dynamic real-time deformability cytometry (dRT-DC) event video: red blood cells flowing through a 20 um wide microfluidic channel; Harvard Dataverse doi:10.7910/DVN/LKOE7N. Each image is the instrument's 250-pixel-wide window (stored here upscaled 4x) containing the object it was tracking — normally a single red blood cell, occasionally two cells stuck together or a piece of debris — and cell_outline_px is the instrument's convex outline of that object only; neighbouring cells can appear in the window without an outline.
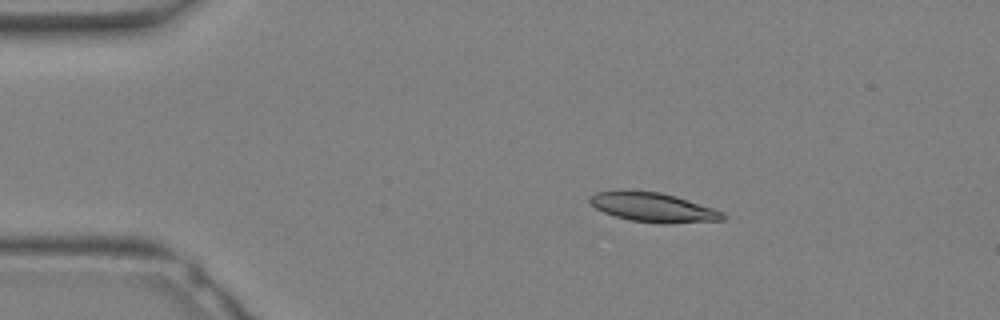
{"species": "Egyptian fruit bat (a non-hibernating species)", "species_latin": "Rousettus aegyptiacus", "temperature_condition": "warm", "stored_images_in_passage": 7, "camera_frame_rate_fps": 3000, "um_per_image_px": 0.085, "animal": {"sex": "female"}, "frame": {"image": 1, "passage_image": 1, "time_ms": 0.0, "image_size_px": [1000, 320], "cell_outline_px": [[728, 216], [724, 220], [660, 224], [632, 220], [616, 216], [604, 212], [596, 208], [588, 200], [588, 196], [596, 192], [660, 192], [676, 196], [724, 212]], "centroid_in_image_um": [55.58, 17.65], "position_along_channel_um": 29.4, "area_um2": 22.2}}
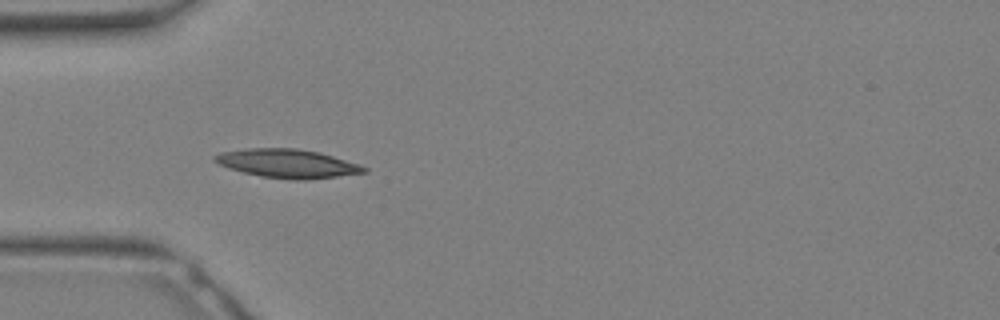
{"frame": {"image": 2, "passage_image": 5, "time_ms": 1.333, "image_size_px": [1000, 320], "cell_outline_px": [[368, 172], [304, 180], [292, 180], [260, 176], [228, 168], [212, 160], [212, 156], [220, 152], [248, 148], [296, 148], [320, 152], [360, 164], [368, 168]], "centroid_in_image_um": [24.43, 13.89], "position_along_channel_um": 60.6, "area_um2": 25.03}}
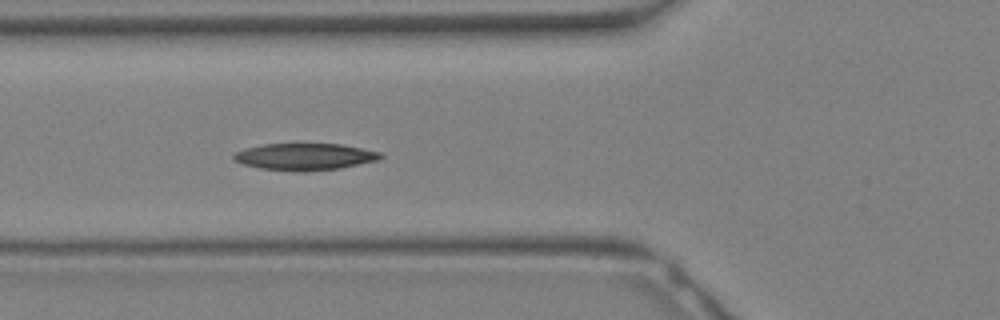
{"frame": {"image": 3, "passage_image": 7, "time_ms": 2.0, "image_size_px": [1000, 320], "cell_outline_px": [[384, 156], [380, 160], [340, 168], [304, 172], [296, 172], [260, 168], [244, 164], [232, 160], [232, 156], [236, 152], [244, 148], [264, 144], [340, 144], [380, 152]], "centroid_in_image_um": [25.9, 13.33], "position_along_channel_um": 99.9, "area_um2": 23.06}}